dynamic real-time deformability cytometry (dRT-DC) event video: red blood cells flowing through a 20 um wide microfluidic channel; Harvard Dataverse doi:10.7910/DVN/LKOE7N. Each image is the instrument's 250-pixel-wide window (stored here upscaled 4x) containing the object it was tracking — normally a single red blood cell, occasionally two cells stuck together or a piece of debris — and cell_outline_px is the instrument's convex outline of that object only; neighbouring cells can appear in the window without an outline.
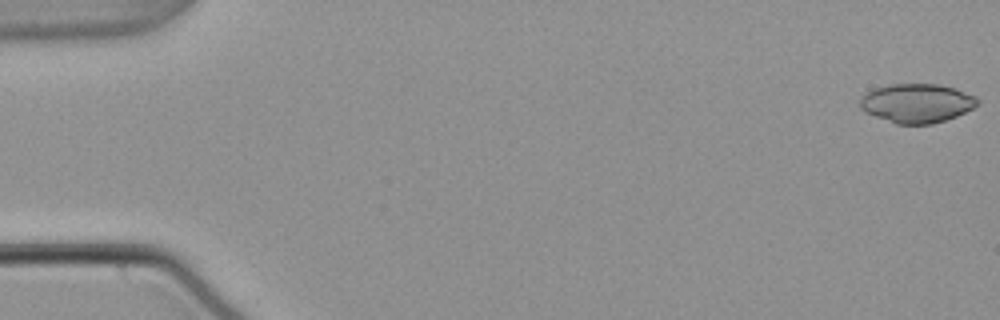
{"species": "common noctule bat (a hibernating species)", "species_latin": "Nyctalus noctula", "temperature_condition": "warm", "stored_images_in_passage": 11, "camera_frame_rate_fps": 3000, "um_per_image_px": 0.085, "animal": {"sex": "male", "body_mass_g": 21.5, "forearm_length_mm": 52.0}, "frame": {"image": 1, "passage_image": 1, "time_ms": 0.0, "image_size_px": [1000, 320], "cell_outline_px": [[980, 104], [956, 116], [932, 124], [896, 124], [864, 112], [860, 108], [860, 96], [876, 88], [892, 84], [940, 84], [956, 88], [976, 96], [980, 100]], "centroid_in_image_um": [77.94, 8.77], "position_along_channel_um": 7.1, "area_um2": 26.82}}